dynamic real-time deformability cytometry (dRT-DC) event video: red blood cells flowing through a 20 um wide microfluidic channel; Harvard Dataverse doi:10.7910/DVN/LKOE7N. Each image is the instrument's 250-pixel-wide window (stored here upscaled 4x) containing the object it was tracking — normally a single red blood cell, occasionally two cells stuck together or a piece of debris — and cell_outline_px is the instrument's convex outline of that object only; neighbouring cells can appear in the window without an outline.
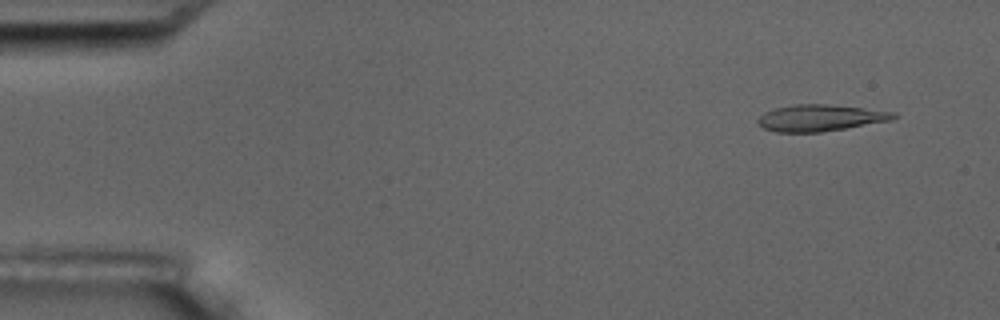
{"species": "common noctule bat (a hibernating species)", "species_latin": "Nyctalus noctula", "temperature_condition": "room temperature", "stored_images_in_passage": 5, "camera_frame_rate_fps": 3000, "um_per_image_px": 0.085, "animal": {"sex": "male", "body_mass_g": 17.5, "forearm_length_mm": 52.3}, "frame": {"image": 1, "passage_image": 2, "time_ms": 1.0, "image_size_px": [1000, 320], "cell_outline_px": [[896, 116], [892, 120], [820, 132], [776, 132], [764, 128], [756, 124], [756, 120], [764, 112], [776, 108], [792, 104], [824, 104], [896, 112]], "centroid_in_image_um": [69.66, 10.02], "position_along_channel_um": 15.3, "area_um2": 20.75}}
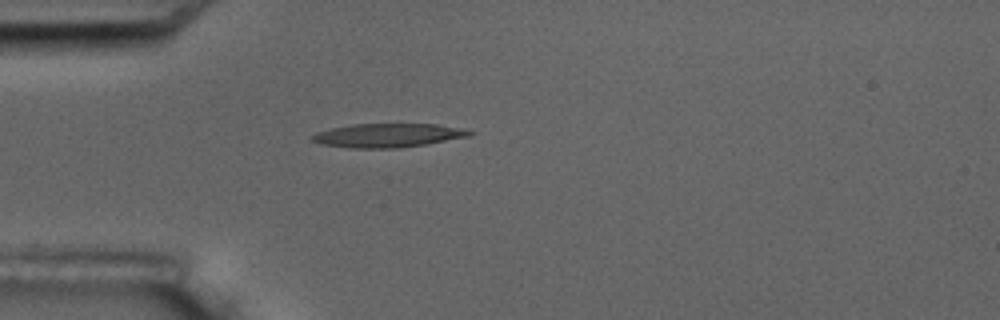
{"frame": {"image": 2, "passage_image": 5, "time_ms": 4.667, "image_size_px": [1000, 320], "cell_outline_px": [[476, 132], [472, 136], [400, 148], [352, 148], [320, 144], [312, 140], [312, 136], [316, 132], [332, 128], [352, 124], [436, 124], [464, 128]], "centroid_in_image_um": [33.02, 11.5], "position_along_channel_um": 52.0, "area_um2": 21.91}}